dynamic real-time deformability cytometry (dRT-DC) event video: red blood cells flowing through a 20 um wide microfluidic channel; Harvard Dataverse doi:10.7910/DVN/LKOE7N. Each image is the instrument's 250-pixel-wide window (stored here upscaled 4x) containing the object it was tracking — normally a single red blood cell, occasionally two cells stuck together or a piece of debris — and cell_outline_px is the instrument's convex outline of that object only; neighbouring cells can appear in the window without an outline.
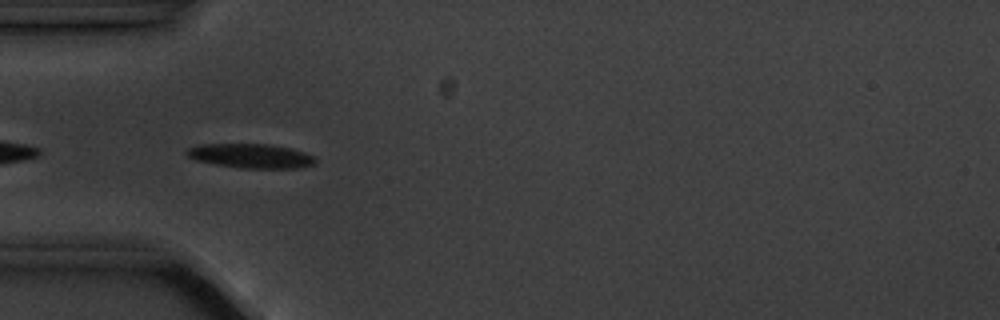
{"species": "common noctule bat (a hibernating species)", "species_latin": "Nyctalus noctula", "temperature_condition": "cold", "stored_images_in_passage": 6, "camera_frame_rate_fps": 3000, "um_per_image_px": 0.085, "animal": {"sex": "male", "body_mass_g": 20.1, "forearm_length_mm": 53.5}, "frame": {"image": 1, "passage_image": 5, "time_ms": 4.667, "image_size_px": [1000, 320], "cell_outline_px": [[316, 164], [300, 168], [240, 168], [216, 164], [196, 160], [188, 156], [184, 152], [188, 148], [196, 144], [268, 144], [288, 148], [304, 152], [312, 156], [316, 160]], "centroid_in_image_um": [21.3, 13.25], "position_along_channel_um": 63.7, "area_um2": 18.21}}